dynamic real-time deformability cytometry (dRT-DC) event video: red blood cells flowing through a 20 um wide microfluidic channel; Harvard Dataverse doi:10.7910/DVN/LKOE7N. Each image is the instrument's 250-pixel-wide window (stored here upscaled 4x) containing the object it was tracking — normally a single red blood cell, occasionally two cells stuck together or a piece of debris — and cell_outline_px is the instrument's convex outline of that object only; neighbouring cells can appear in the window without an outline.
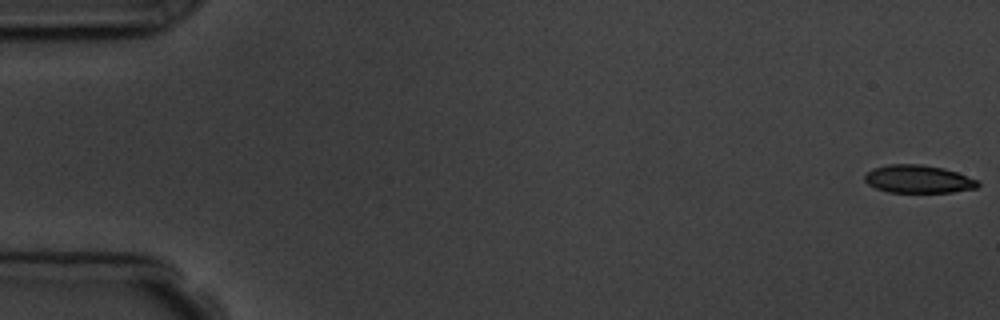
{"species": "common noctule bat (a hibernating species)", "species_latin": "Nyctalus noctula", "temperature_condition": "room temperature", "stored_images_in_passage": 8, "camera_frame_rate_fps": 3000, "um_per_image_px": 0.085, "animal": {"sex": "male", "body_mass_g": 19.5, "forearm_length_mm": 54.6}, "frame": {"image": 1, "passage_image": 1, "time_ms": 0.0, "image_size_px": [1000, 320], "cell_outline_px": [[980, 184], [976, 188], [952, 192], [888, 192], [876, 188], [868, 184], [864, 180], [864, 176], [872, 168], [888, 164], [920, 164], [944, 168], [980, 180]], "centroid_in_image_um": [78.06, 15.22], "position_along_channel_um": 6.9, "area_um2": 18.5}}
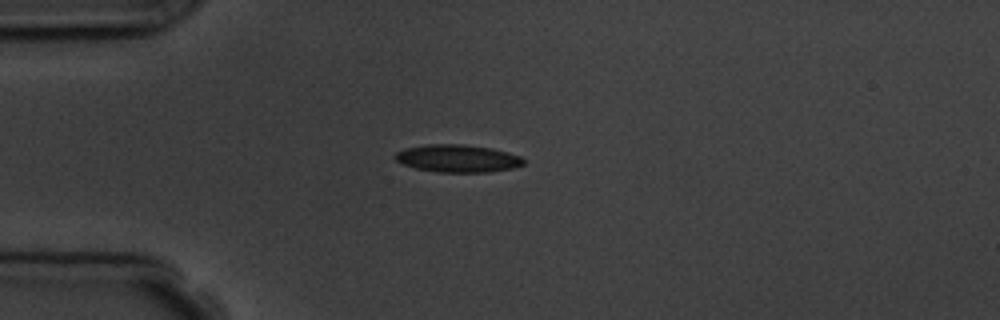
{"frame": {"image": 2, "passage_image": 5, "time_ms": 4.667, "image_size_px": [1000, 320], "cell_outline_px": [[524, 164], [512, 168], [488, 172], [440, 172], [416, 168], [404, 164], [396, 160], [392, 156], [396, 152], [404, 148], [424, 144], [464, 144], [492, 148], [508, 152], [520, 156], [524, 160]], "centroid_in_image_um": [38.88, 13.45], "position_along_channel_um": 46.1, "area_um2": 20.69}}